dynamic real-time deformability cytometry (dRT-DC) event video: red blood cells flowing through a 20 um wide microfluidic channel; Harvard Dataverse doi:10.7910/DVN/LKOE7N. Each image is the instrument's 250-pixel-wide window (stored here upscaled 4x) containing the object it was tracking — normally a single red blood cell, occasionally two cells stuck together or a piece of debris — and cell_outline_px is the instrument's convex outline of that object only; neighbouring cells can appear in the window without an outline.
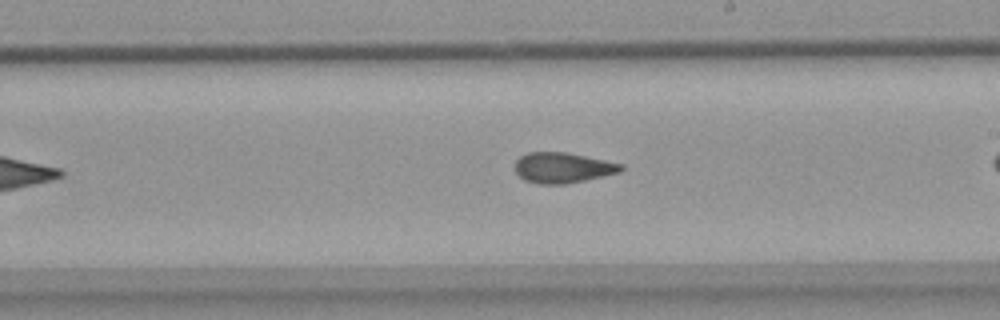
{"species": "common noctule bat (a hibernating species)", "species_latin": "Nyctalus noctula", "temperature_condition": "warm", "stored_images_in_passage": 27, "camera_frame_rate_fps": 3000, "um_per_image_px": 0.085, "animal": {"sex": "female", "body_mass_g": 18.4}, "frame": {"image": 1, "passage_image": 16, "time_ms": 5.0, "image_size_px": [1000, 320], "cell_outline_px": [[624, 168], [620, 172], [584, 180], [564, 184], [540, 184], [524, 180], [516, 172], [516, 160], [520, 156], [528, 152], [568, 152], [624, 164]], "centroid_in_image_um": [47.84, 14.24], "position_along_channel_um": 241.2, "area_um2": 18.79}}
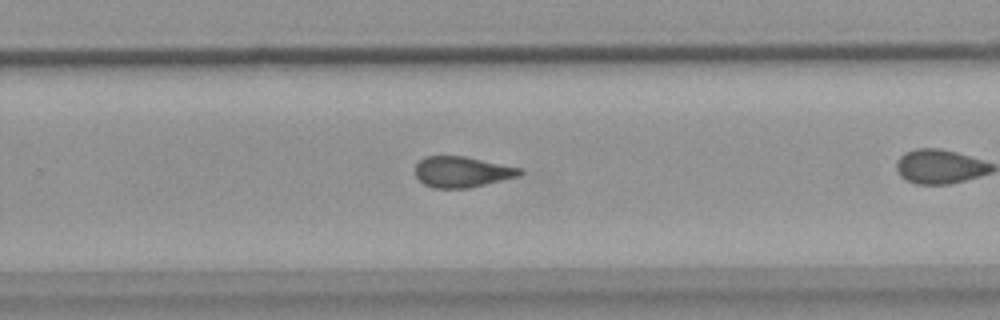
{"frame": {"image": 2, "passage_image": 20, "time_ms": 6.333, "image_size_px": [1000, 320], "cell_outline_px": [[524, 172], [516, 176], [468, 188], [432, 188], [424, 184], [416, 176], [416, 164], [424, 156], [464, 156], [520, 168]], "centroid_in_image_um": [39.21, 14.6], "position_along_channel_um": 290.6, "area_um2": 18.44}}
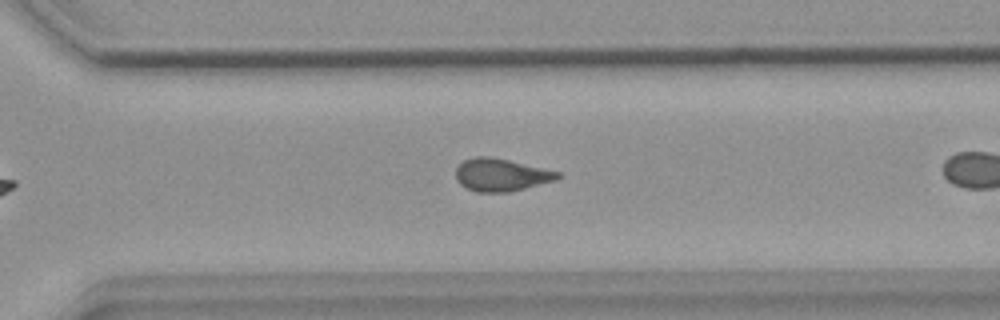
{"frame": {"image": 3, "passage_image": 23, "time_ms": 7.333, "image_size_px": [1000, 320], "cell_outline_px": [[560, 176], [556, 180], [508, 192], [476, 192], [460, 184], [456, 180], [456, 168], [464, 160], [476, 156], [488, 156], [508, 160], [544, 168], [560, 172]], "centroid_in_image_um": [42.57, 14.86], "position_along_channel_um": 328.0, "area_um2": 19.19}}